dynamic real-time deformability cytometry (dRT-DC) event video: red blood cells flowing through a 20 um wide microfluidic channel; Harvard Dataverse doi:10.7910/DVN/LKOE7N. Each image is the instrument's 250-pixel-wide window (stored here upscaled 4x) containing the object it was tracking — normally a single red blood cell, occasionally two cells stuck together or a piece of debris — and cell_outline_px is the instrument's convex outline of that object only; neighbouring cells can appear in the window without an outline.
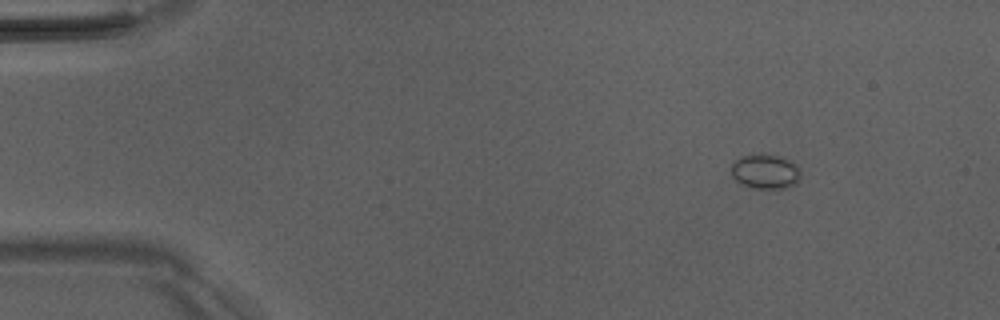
{"species": "Egyptian fruit bat (a non-hibernating species)", "species_latin": "Rousettus aegyptiacus", "temperature_condition": "room temperature", "stored_images_in_passage": 5, "camera_frame_rate_fps": 3000, "um_per_image_px": 0.085, "animal": {"sex": "male"}, "frame": {"image": 1, "passage_image": 1, "time_ms": 0.0, "image_size_px": [1000, 320], "cell_outline_px": [[800, 176], [796, 184], [784, 188], [752, 188], [740, 184], [732, 176], [732, 164], [740, 156], [784, 156], [796, 164], [800, 168]], "centroid_in_image_um": [65.08, 14.61], "position_along_channel_um": 19.9, "area_um2": 13.81}}